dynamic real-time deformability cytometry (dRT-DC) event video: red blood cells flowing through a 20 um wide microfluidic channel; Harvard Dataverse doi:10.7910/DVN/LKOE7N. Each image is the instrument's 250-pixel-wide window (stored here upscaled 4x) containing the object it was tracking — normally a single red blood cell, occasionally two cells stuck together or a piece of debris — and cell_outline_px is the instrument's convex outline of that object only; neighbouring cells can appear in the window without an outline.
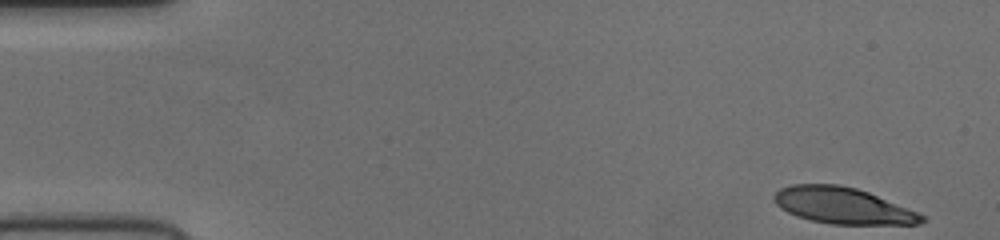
{"species": "human", "species_latin": "Homo sapiens", "temperature_condition": "cold", "stored_images_in_passage": 50, "camera_frame_rate_fps": 3000, "um_per_image_px": 0.085, "donor": {"sex": "female"}, "frame": {"image": 1, "passage_image": 1, "time_ms": 0.0, "image_size_px": [1000, 240], "cell_outline_px": [[924, 220], [920, 224], [832, 224], [812, 220], [796, 216], [780, 208], [776, 204], [772, 196], [780, 188], [792, 184], [836, 184], [856, 188], [868, 192], [916, 212], [924, 216]], "centroid_in_image_um": [71.58, 17.47], "position_along_channel_um": 13.4, "area_um2": 30.87}}
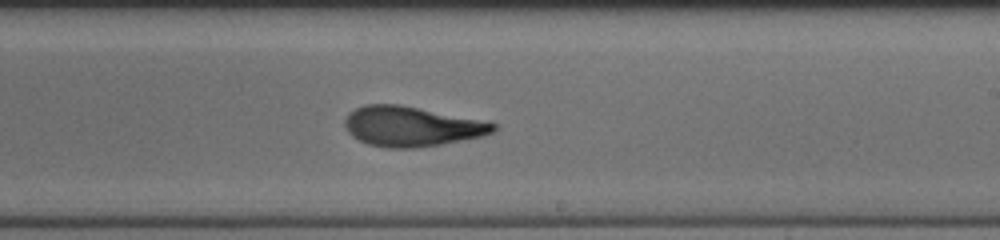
{"frame": {"image": 2, "passage_image": 29, "time_ms": 9.333, "image_size_px": [1000, 240], "cell_outline_px": [[496, 128], [492, 132], [480, 136], [440, 144], [416, 148], [388, 148], [368, 144], [352, 136], [348, 132], [344, 124], [344, 120], [348, 112], [364, 104], [400, 104], [496, 124]], "centroid_in_image_um": [34.87, 10.74], "position_along_channel_um": 254.1, "area_um2": 33.99}}
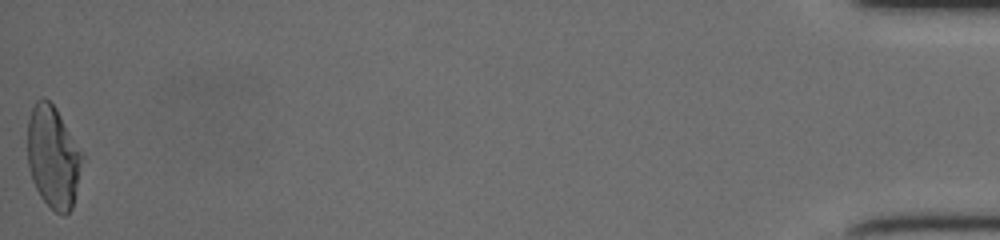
{"frame": {"image": 3, "passage_image": 50, "time_ms": 16.333, "image_size_px": [1000, 240], "cell_outline_px": [[80, 160], [72, 208], [64, 216], [56, 212], [40, 196], [32, 180], [28, 168], [28, 120], [32, 108], [36, 100], [40, 96], [44, 96], [56, 108], [80, 152]], "centroid_in_image_um": [4.44, 13.32], "position_along_channel_um": 430.8, "area_um2": 31.44}}